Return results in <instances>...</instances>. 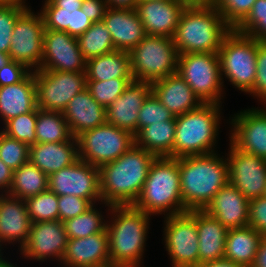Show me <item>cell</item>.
<instances>
[{
    "label": "cell",
    "instance_id": "obj_6",
    "mask_svg": "<svg viewBox=\"0 0 266 267\" xmlns=\"http://www.w3.org/2000/svg\"><path fill=\"white\" fill-rule=\"evenodd\" d=\"M221 108L220 104L203 103L193 111L176 116L173 158L218 151Z\"/></svg>",
    "mask_w": 266,
    "mask_h": 267
},
{
    "label": "cell",
    "instance_id": "obj_9",
    "mask_svg": "<svg viewBox=\"0 0 266 267\" xmlns=\"http://www.w3.org/2000/svg\"><path fill=\"white\" fill-rule=\"evenodd\" d=\"M177 73L203 103L222 105L226 88L217 53L179 54Z\"/></svg>",
    "mask_w": 266,
    "mask_h": 267
},
{
    "label": "cell",
    "instance_id": "obj_30",
    "mask_svg": "<svg viewBox=\"0 0 266 267\" xmlns=\"http://www.w3.org/2000/svg\"><path fill=\"white\" fill-rule=\"evenodd\" d=\"M199 265L223 259L228 229L204 210H196Z\"/></svg>",
    "mask_w": 266,
    "mask_h": 267
},
{
    "label": "cell",
    "instance_id": "obj_13",
    "mask_svg": "<svg viewBox=\"0 0 266 267\" xmlns=\"http://www.w3.org/2000/svg\"><path fill=\"white\" fill-rule=\"evenodd\" d=\"M26 9L14 26L9 57L32 72L41 67L45 24L41 12Z\"/></svg>",
    "mask_w": 266,
    "mask_h": 267
},
{
    "label": "cell",
    "instance_id": "obj_40",
    "mask_svg": "<svg viewBox=\"0 0 266 267\" xmlns=\"http://www.w3.org/2000/svg\"><path fill=\"white\" fill-rule=\"evenodd\" d=\"M134 79H112L108 81H87L92 97L104 107L110 106Z\"/></svg>",
    "mask_w": 266,
    "mask_h": 267
},
{
    "label": "cell",
    "instance_id": "obj_31",
    "mask_svg": "<svg viewBox=\"0 0 266 267\" xmlns=\"http://www.w3.org/2000/svg\"><path fill=\"white\" fill-rule=\"evenodd\" d=\"M263 235L251 226L228 229L224 258L242 267H251Z\"/></svg>",
    "mask_w": 266,
    "mask_h": 267
},
{
    "label": "cell",
    "instance_id": "obj_25",
    "mask_svg": "<svg viewBox=\"0 0 266 267\" xmlns=\"http://www.w3.org/2000/svg\"><path fill=\"white\" fill-rule=\"evenodd\" d=\"M103 22L111 34L115 50L130 52L146 36L135 9L108 7Z\"/></svg>",
    "mask_w": 266,
    "mask_h": 267
},
{
    "label": "cell",
    "instance_id": "obj_15",
    "mask_svg": "<svg viewBox=\"0 0 266 267\" xmlns=\"http://www.w3.org/2000/svg\"><path fill=\"white\" fill-rule=\"evenodd\" d=\"M229 182L248 200L265 195L266 160L237 149L231 142L227 149Z\"/></svg>",
    "mask_w": 266,
    "mask_h": 267
},
{
    "label": "cell",
    "instance_id": "obj_57",
    "mask_svg": "<svg viewBox=\"0 0 266 267\" xmlns=\"http://www.w3.org/2000/svg\"><path fill=\"white\" fill-rule=\"evenodd\" d=\"M185 1L188 5H193V4H212L214 0H183Z\"/></svg>",
    "mask_w": 266,
    "mask_h": 267
},
{
    "label": "cell",
    "instance_id": "obj_37",
    "mask_svg": "<svg viewBox=\"0 0 266 267\" xmlns=\"http://www.w3.org/2000/svg\"><path fill=\"white\" fill-rule=\"evenodd\" d=\"M100 210L95 204L85 213L64 221L63 225L68 239L85 238L106 231L107 218Z\"/></svg>",
    "mask_w": 266,
    "mask_h": 267
},
{
    "label": "cell",
    "instance_id": "obj_34",
    "mask_svg": "<svg viewBox=\"0 0 266 267\" xmlns=\"http://www.w3.org/2000/svg\"><path fill=\"white\" fill-rule=\"evenodd\" d=\"M48 190V175L30 161L13 171V179L7 194L26 200Z\"/></svg>",
    "mask_w": 266,
    "mask_h": 267
},
{
    "label": "cell",
    "instance_id": "obj_41",
    "mask_svg": "<svg viewBox=\"0 0 266 267\" xmlns=\"http://www.w3.org/2000/svg\"><path fill=\"white\" fill-rule=\"evenodd\" d=\"M235 30L258 41H266V0H256L247 17Z\"/></svg>",
    "mask_w": 266,
    "mask_h": 267
},
{
    "label": "cell",
    "instance_id": "obj_16",
    "mask_svg": "<svg viewBox=\"0 0 266 267\" xmlns=\"http://www.w3.org/2000/svg\"><path fill=\"white\" fill-rule=\"evenodd\" d=\"M259 108L244 109L230 116L229 140L240 151L266 160V105Z\"/></svg>",
    "mask_w": 266,
    "mask_h": 267
},
{
    "label": "cell",
    "instance_id": "obj_52",
    "mask_svg": "<svg viewBox=\"0 0 266 267\" xmlns=\"http://www.w3.org/2000/svg\"><path fill=\"white\" fill-rule=\"evenodd\" d=\"M251 267H266V236H263L253 265Z\"/></svg>",
    "mask_w": 266,
    "mask_h": 267
},
{
    "label": "cell",
    "instance_id": "obj_55",
    "mask_svg": "<svg viewBox=\"0 0 266 267\" xmlns=\"http://www.w3.org/2000/svg\"><path fill=\"white\" fill-rule=\"evenodd\" d=\"M9 54L0 52V69L10 61Z\"/></svg>",
    "mask_w": 266,
    "mask_h": 267
},
{
    "label": "cell",
    "instance_id": "obj_39",
    "mask_svg": "<svg viewBox=\"0 0 266 267\" xmlns=\"http://www.w3.org/2000/svg\"><path fill=\"white\" fill-rule=\"evenodd\" d=\"M37 108L29 113L21 114L6 121L0 130L29 147L36 143Z\"/></svg>",
    "mask_w": 266,
    "mask_h": 267
},
{
    "label": "cell",
    "instance_id": "obj_54",
    "mask_svg": "<svg viewBox=\"0 0 266 267\" xmlns=\"http://www.w3.org/2000/svg\"><path fill=\"white\" fill-rule=\"evenodd\" d=\"M197 267H242V266L233 261L223 258L219 260L202 263Z\"/></svg>",
    "mask_w": 266,
    "mask_h": 267
},
{
    "label": "cell",
    "instance_id": "obj_1",
    "mask_svg": "<svg viewBox=\"0 0 266 267\" xmlns=\"http://www.w3.org/2000/svg\"><path fill=\"white\" fill-rule=\"evenodd\" d=\"M156 158L155 154L134 144L115 161L102 165L99 168L102 203L134 205Z\"/></svg>",
    "mask_w": 266,
    "mask_h": 267
},
{
    "label": "cell",
    "instance_id": "obj_60",
    "mask_svg": "<svg viewBox=\"0 0 266 267\" xmlns=\"http://www.w3.org/2000/svg\"><path fill=\"white\" fill-rule=\"evenodd\" d=\"M0 4H8V0H0Z\"/></svg>",
    "mask_w": 266,
    "mask_h": 267
},
{
    "label": "cell",
    "instance_id": "obj_11",
    "mask_svg": "<svg viewBox=\"0 0 266 267\" xmlns=\"http://www.w3.org/2000/svg\"><path fill=\"white\" fill-rule=\"evenodd\" d=\"M163 240L172 267L199 266L196 210L164 217Z\"/></svg>",
    "mask_w": 266,
    "mask_h": 267
},
{
    "label": "cell",
    "instance_id": "obj_35",
    "mask_svg": "<svg viewBox=\"0 0 266 267\" xmlns=\"http://www.w3.org/2000/svg\"><path fill=\"white\" fill-rule=\"evenodd\" d=\"M36 142H64L73 136L63 113L59 111H45L37 107Z\"/></svg>",
    "mask_w": 266,
    "mask_h": 267
},
{
    "label": "cell",
    "instance_id": "obj_36",
    "mask_svg": "<svg viewBox=\"0 0 266 267\" xmlns=\"http://www.w3.org/2000/svg\"><path fill=\"white\" fill-rule=\"evenodd\" d=\"M80 51L86 61L116 51L105 23L98 21L78 38Z\"/></svg>",
    "mask_w": 266,
    "mask_h": 267
},
{
    "label": "cell",
    "instance_id": "obj_58",
    "mask_svg": "<svg viewBox=\"0 0 266 267\" xmlns=\"http://www.w3.org/2000/svg\"><path fill=\"white\" fill-rule=\"evenodd\" d=\"M0 267H18L17 264L14 265L12 261L10 262L7 258L0 264Z\"/></svg>",
    "mask_w": 266,
    "mask_h": 267
},
{
    "label": "cell",
    "instance_id": "obj_23",
    "mask_svg": "<svg viewBox=\"0 0 266 267\" xmlns=\"http://www.w3.org/2000/svg\"><path fill=\"white\" fill-rule=\"evenodd\" d=\"M30 227L26 201L7 193L0 194V247L3 244L15 246L18 242L20 251L28 241Z\"/></svg>",
    "mask_w": 266,
    "mask_h": 267
},
{
    "label": "cell",
    "instance_id": "obj_17",
    "mask_svg": "<svg viewBox=\"0 0 266 267\" xmlns=\"http://www.w3.org/2000/svg\"><path fill=\"white\" fill-rule=\"evenodd\" d=\"M68 240L63 222L60 220L31 223L28 241L20 250L19 255L27 261L29 259L39 262L56 260V262L59 261V265Z\"/></svg>",
    "mask_w": 266,
    "mask_h": 267
},
{
    "label": "cell",
    "instance_id": "obj_50",
    "mask_svg": "<svg viewBox=\"0 0 266 267\" xmlns=\"http://www.w3.org/2000/svg\"><path fill=\"white\" fill-rule=\"evenodd\" d=\"M107 8L106 0H83L81 6V10L92 23L102 21Z\"/></svg>",
    "mask_w": 266,
    "mask_h": 267
},
{
    "label": "cell",
    "instance_id": "obj_29",
    "mask_svg": "<svg viewBox=\"0 0 266 267\" xmlns=\"http://www.w3.org/2000/svg\"><path fill=\"white\" fill-rule=\"evenodd\" d=\"M37 107L34 72L31 71L21 82L0 87V119L3 124Z\"/></svg>",
    "mask_w": 266,
    "mask_h": 267
},
{
    "label": "cell",
    "instance_id": "obj_45",
    "mask_svg": "<svg viewBox=\"0 0 266 267\" xmlns=\"http://www.w3.org/2000/svg\"><path fill=\"white\" fill-rule=\"evenodd\" d=\"M25 10L18 5L0 4V52L9 53L14 26Z\"/></svg>",
    "mask_w": 266,
    "mask_h": 267
},
{
    "label": "cell",
    "instance_id": "obj_43",
    "mask_svg": "<svg viewBox=\"0 0 266 267\" xmlns=\"http://www.w3.org/2000/svg\"><path fill=\"white\" fill-rule=\"evenodd\" d=\"M256 0H214L212 5L224 21L235 29L248 15Z\"/></svg>",
    "mask_w": 266,
    "mask_h": 267
},
{
    "label": "cell",
    "instance_id": "obj_10",
    "mask_svg": "<svg viewBox=\"0 0 266 267\" xmlns=\"http://www.w3.org/2000/svg\"><path fill=\"white\" fill-rule=\"evenodd\" d=\"M76 139L79 159L98 168L115 161L135 144L134 135L109 123L84 131Z\"/></svg>",
    "mask_w": 266,
    "mask_h": 267
},
{
    "label": "cell",
    "instance_id": "obj_21",
    "mask_svg": "<svg viewBox=\"0 0 266 267\" xmlns=\"http://www.w3.org/2000/svg\"><path fill=\"white\" fill-rule=\"evenodd\" d=\"M83 0H44L40 12L45 29L67 32L78 38L92 25L81 10Z\"/></svg>",
    "mask_w": 266,
    "mask_h": 267
},
{
    "label": "cell",
    "instance_id": "obj_46",
    "mask_svg": "<svg viewBox=\"0 0 266 267\" xmlns=\"http://www.w3.org/2000/svg\"><path fill=\"white\" fill-rule=\"evenodd\" d=\"M256 64L257 73L254 86L248 95L258 99L261 104L266 105V41L257 40Z\"/></svg>",
    "mask_w": 266,
    "mask_h": 267
},
{
    "label": "cell",
    "instance_id": "obj_38",
    "mask_svg": "<svg viewBox=\"0 0 266 267\" xmlns=\"http://www.w3.org/2000/svg\"><path fill=\"white\" fill-rule=\"evenodd\" d=\"M25 201L31 223L59 220L58 196L49 189Z\"/></svg>",
    "mask_w": 266,
    "mask_h": 267
},
{
    "label": "cell",
    "instance_id": "obj_28",
    "mask_svg": "<svg viewBox=\"0 0 266 267\" xmlns=\"http://www.w3.org/2000/svg\"><path fill=\"white\" fill-rule=\"evenodd\" d=\"M79 159L76 137L68 141L38 143L29 148V161L48 176Z\"/></svg>",
    "mask_w": 266,
    "mask_h": 267
},
{
    "label": "cell",
    "instance_id": "obj_51",
    "mask_svg": "<svg viewBox=\"0 0 266 267\" xmlns=\"http://www.w3.org/2000/svg\"><path fill=\"white\" fill-rule=\"evenodd\" d=\"M13 179V170L0 159V194L8 193Z\"/></svg>",
    "mask_w": 266,
    "mask_h": 267
},
{
    "label": "cell",
    "instance_id": "obj_12",
    "mask_svg": "<svg viewBox=\"0 0 266 267\" xmlns=\"http://www.w3.org/2000/svg\"><path fill=\"white\" fill-rule=\"evenodd\" d=\"M37 106L45 111L63 112L69 101L87 88L85 72L34 71Z\"/></svg>",
    "mask_w": 266,
    "mask_h": 267
},
{
    "label": "cell",
    "instance_id": "obj_7",
    "mask_svg": "<svg viewBox=\"0 0 266 267\" xmlns=\"http://www.w3.org/2000/svg\"><path fill=\"white\" fill-rule=\"evenodd\" d=\"M256 55L257 39L232 29L218 52L223 83L227 79L232 86L248 94L257 73Z\"/></svg>",
    "mask_w": 266,
    "mask_h": 267
},
{
    "label": "cell",
    "instance_id": "obj_27",
    "mask_svg": "<svg viewBox=\"0 0 266 267\" xmlns=\"http://www.w3.org/2000/svg\"><path fill=\"white\" fill-rule=\"evenodd\" d=\"M151 86L155 96L174 116L193 111L203 104L178 73L156 80Z\"/></svg>",
    "mask_w": 266,
    "mask_h": 267
},
{
    "label": "cell",
    "instance_id": "obj_26",
    "mask_svg": "<svg viewBox=\"0 0 266 267\" xmlns=\"http://www.w3.org/2000/svg\"><path fill=\"white\" fill-rule=\"evenodd\" d=\"M62 113L73 137L107 123L106 107L96 102L87 88L75 95Z\"/></svg>",
    "mask_w": 266,
    "mask_h": 267
},
{
    "label": "cell",
    "instance_id": "obj_8",
    "mask_svg": "<svg viewBox=\"0 0 266 267\" xmlns=\"http://www.w3.org/2000/svg\"><path fill=\"white\" fill-rule=\"evenodd\" d=\"M129 55L135 81L152 83L177 73L179 53L172 38L146 35Z\"/></svg>",
    "mask_w": 266,
    "mask_h": 267
},
{
    "label": "cell",
    "instance_id": "obj_22",
    "mask_svg": "<svg viewBox=\"0 0 266 267\" xmlns=\"http://www.w3.org/2000/svg\"><path fill=\"white\" fill-rule=\"evenodd\" d=\"M60 265L62 267L111 266L107 230L85 238L69 239L59 267Z\"/></svg>",
    "mask_w": 266,
    "mask_h": 267
},
{
    "label": "cell",
    "instance_id": "obj_18",
    "mask_svg": "<svg viewBox=\"0 0 266 267\" xmlns=\"http://www.w3.org/2000/svg\"><path fill=\"white\" fill-rule=\"evenodd\" d=\"M41 70L85 72L86 60L78 40L67 32L44 30Z\"/></svg>",
    "mask_w": 266,
    "mask_h": 267
},
{
    "label": "cell",
    "instance_id": "obj_56",
    "mask_svg": "<svg viewBox=\"0 0 266 267\" xmlns=\"http://www.w3.org/2000/svg\"><path fill=\"white\" fill-rule=\"evenodd\" d=\"M8 4L22 6L26 9H32L27 5L28 3H26V0H8Z\"/></svg>",
    "mask_w": 266,
    "mask_h": 267
},
{
    "label": "cell",
    "instance_id": "obj_33",
    "mask_svg": "<svg viewBox=\"0 0 266 267\" xmlns=\"http://www.w3.org/2000/svg\"><path fill=\"white\" fill-rule=\"evenodd\" d=\"M176 116L169 121L151 123L135 136V144L157 157L173 158Z\"/></svg>",
    "mask_w": 266,
    "mask_h": 267
},
{
    "label": "cell",
    "instance_id": "obj_44",
    "mask_svg": "<svg viewBox=\"0 0 266 267\" xmlns=\"http://www.w3.org/2000/svg\"><path fill=\"white\" fill-rule=\"evenodd\" d=\"M175 116L151 92L142 104L138 114L137 133L144 127L161 121H169Z\"/></svg>",
    "mask_w": 266,
    "mask_h": 267
},
{
    "label": "cell",
    "instance_id": "obj_49",
    "mask_svg": "<svg viewBox=\"0 0 266 267\" xmlns=\"http://www.w3.org/2000/svg\"><path fill=\"white\" fill-rule=\"evenodd\" d=\"M30 72L25 65L10 60L0 69V87L21 82Z\"/></svg>",
    "mask_w": 266,
    "mask_h": 267
},
{
    "label": "cell",
    "instance_id": "obj_19",
    "mask_svg": "<svg viewBox=\"0 0 266 267\" xmlns=\"http://www.w3.org/2000/svg\"><path fill=\"white\" fill-rule=\"evenodd\" d=\"M187 5L183 0H140L135 10L146 35L173 38L181 13Z\"/></svg>",
    "mask_w": 266,
    "mask_h": 267
},
{
    "label": "cell",
    "instance_id": "obj_48",
    "mask_svg": "<svg viewBox=\"0 0 266 267\" xmlns=\"http://www.w3.org/2000/svg\"><path fill=\"white\" fill-rule=\"evenodd\" d=\"M248 226L266 236V196L249 200Z\"/></svg>",
    "mask_w": 266,
    "mask_h": 267
},
{
    "label": "cell",
    "instance_id": "obj_2",
    "mask_svg": "<svg viewBox=\"0 0 266 267\" xmlns=\"http://www.w3.org/2000/svg\"><path fill=\"white\" fill-rule=\"evenodd\" d=\"M105 210L107 218L111 217L106 224L111 266H144L143 256L152 215L133 205L108 206Z\"/></svg>",
    "mask_w": 266,
    "mask_h": 267
},
{
    "label": "cell",
    "instance_id": "obj_4",
    "mask_svg": "<svg viewBox=\"0 0 266 267\" xmlns=\"http://www.w3.org/2000/svg\"><path fill=\"white\" fill-rule=\"evenodd\" d=\"M232 28L212 4L187 5L173 36L179 54L217 53Z\"/></svg>",
    "mask_w": 266,
    "mask_h": 267
},
{
    "label": "cell",
    "instance_id": "obj_3",
    "mask_svg": "<svg viewBox=\"0 0 266 267\" xmlns=\"http://www.w3.org/2000/svg\"><path fill=\"white\" fill-rule=\"evenodd\" d=\"M218 153L214 151L178 158L184 212L204 210L229 182L226 156Z\"/></svg>",
    "mask_w": 266,
    "mask_h": 267
},
{
    "label": "cell",
    "instance_id": "obj_14",
    "mask_svg": "<svg viewBox=\"0 0 266 267\" xmlns=\"http://www.w3.org/2000/svg\"><path fill=\"white\" fill-rule=\"evenodd\" d=\"M48 189L57 196L74 195L88 199L93 205L100 202V205L110 206L108 203H102L99 168L81 159L51 173L48 176Z\"/></svg>",
    "mask_w": 266,
    "mask_h": 267
},
{
    "label": "cell",
    "instance_id": "obj_53",
    "mask_svg": "<svg viewBox=\"0 0 266 267\" xmlns=\"http://www.w3.org/2000/svg\"><path fill=\"white\" fill-rule=\"evenodd\" d=\"M140 0H106L107 7L120 9H136Z\"/></svg>",
    "mask_w": 266,
    "mask_h": 267
},
{
    "label": "cell",
    "instance_id": "obj_20",
    "mask_svg": "<svg viewBox=\"0 0 266 267\" xmlns=\"http://www.w3.org/2000/svg\"><path fill=\"white\" fill-rule=\"evenodd\" d=\"M152 92L150 82L132 81L114 102L106 108L107 123L137 134L138 114Z\"/></svg>",
    "mask_w": 266,
    "mask_h": 267
},
{
    "label": "cell",
    "instance_id": "obj_42",
    "mask_svg": "<svg viewBox=\"0 0 266 267\" xmlns=\"http://www.w3.org/2000/svg\"><path fill=\"white\" fill-rule=\"evenodd\" d=\"M29 148L0 130V159L13 171L29 161Z\"/></svg>",
    "mask_w": 266,
    "mask_h": 267
},
{
    "label": "cell",
    "instance_id": "obj_24",
    "mask_svg": "<svg viewBox=\"0 0 266 267\" xmlns=\"http://www.w3.org/2000/svg\"><path fill=\"white\" fill-rule=\"evenodd\" d=\"M248 209L249 200L228 182L215 194L204 211L227 229H233L248 226Z\"/></svg>",
    "mask_w": 266,
    "mask_h": 267
},
{
    "label": "cell",
    "instance_id": "obj_47",
    "mask_svg": "<svg viewBox=\"0 0 266 267\" xmlns=\"http://www.w3.org/2000/svg\"><path fill=\"white\" fill-rule=\"evenodd\" d=\"M93 204L88 200L74 195L58 196L59 220L68 219L85 213Z\"/></svg>",
    "mask_w": 266,
    "mask_h": 267
},
{
    "label": "cell",
    "instance_id": "obj_5",
    "mask_svg": "<svg viewBox=\"0 0 266 267\" xmlns=\"http://www.w3.org/2000/svg\"><path fill=\"white\" fill-rule=\"evenodd\" d=\"M133 206L153 216L184 212L178 158L157 157L154 160Z\"/></svg>",
    "mask_w": 266,
    "mask_h": 267
},
{
    "label": "cell",
    "instance_id": "obj_32",
    "mask_svg": "<svg viewBox=\"0 0 266 267\" xmlns=\"http://www.w3.org/2000/svg\"><path fill=\"white\" fill-rule=\"evenodd\" d=\"M87 81L134 79L129 52L116 50L86 61Z\"/></svg>",
    "mask_w": 266,
    "mask_h": 267
},
{
    "label": "cell",
    "instance_id": "obj_59",
    "mask_svg": "<svg viewBox=\"0 0 266 267\" xmlns=\"http://www.w3.org/2000/svg\"><path fill=\"white\" fill-rule=\"evenodd\" d=\"M4 247H1L0 248V264L6 259V257L5 256H3L4 254V252H2L4 249H3ZM4 257V258H3Z\"/></svg>",
    "mask_w": 266,
    "mask_h": 267
}]
</instances>
